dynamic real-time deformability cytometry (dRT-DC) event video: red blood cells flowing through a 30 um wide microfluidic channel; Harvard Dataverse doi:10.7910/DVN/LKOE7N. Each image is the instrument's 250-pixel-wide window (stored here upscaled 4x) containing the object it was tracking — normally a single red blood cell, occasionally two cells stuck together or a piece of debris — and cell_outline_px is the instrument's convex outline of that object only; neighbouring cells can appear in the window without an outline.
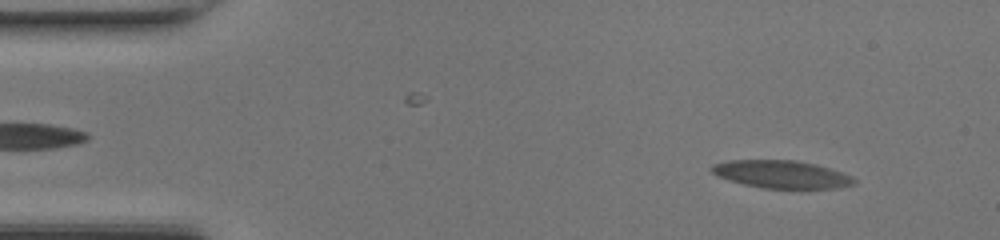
{"species": "common noctule bat (a hibernating species)", "species_latin": "Nyctalus noctula", "temperature_condition": "room temperature", "stored_images_in_passage": 48, "camera_frame_rate_fps": 3000, "um_per_image_px": 0.085, "animal": {"sex": "female", "body_mass_g": 17.0, "forearm_length_mm": 48.0}, "frame": {"image": 1, "passage_image": 4, "time_ms": 1.0, "image_size_px": [1000, 240], "cell_outline_px": [[856, 180], [852, 184], [836, 188], [764, 188], [744, 184], [720, 176], [712, 172], [708, 168], [712, 164], [728, 160], [796, 160], [816, 164], [852, 176]], "centroid_in_image_um": [66.4, 14.8], "position_along_channel_um": 18.6, "area_um2": 22.72}}
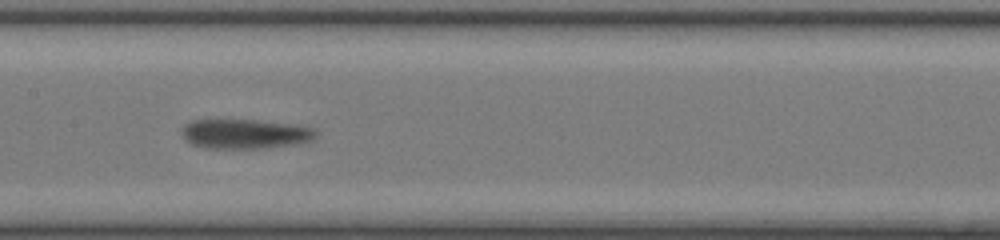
{"frame": {"image": 2, "passage_image": 23, "time_ms": 7.333, "image_size_px": [1000, 240], "cell_outline_px": [[316, 136], [312, 140], [292, 144], [268, 148], [208, 148], [192, 144], [180, 132], [180, 128], [184, 124], [192, 120], [256, 120], [312, 128], [316, 132]], "centroid_in_image_um": [20.76, 11.38], "position_along_channel_um": 186.6, "area_um2": 22.72}}
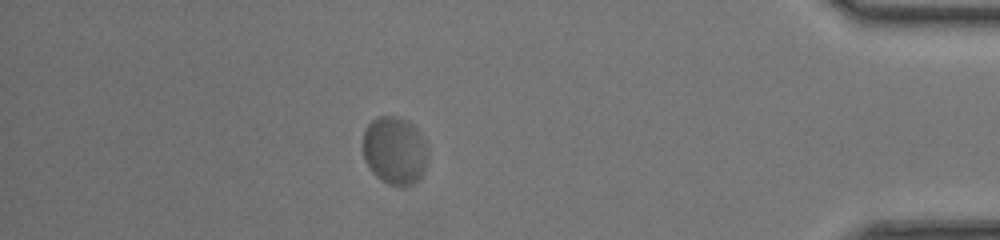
{"frame": {"image": 3, "passage_image": 42, "time_ms": 13.667, "image_size_px": [1000, 240], "cell_outline_px": [[428, 160], [424, 172], [412, 184], [388, 184], [380, 180], [372, 172], [364, 160], [364, 128], [376, 116], [396, 116], [412, 124], [420, 136], [424, 144], [428, 156]], "centroid_in_image_um": [33.52, 12.79], "position_along_channel_um": 401.7, "area_um2": 25.32}, "authors_computed_cell_mechanics": {"area_um2": 23.4957, "velocity_mm_per_s": 4.1565, "shape_relaxation_time_tau1_ms": 4.7396, "shape_relaxation_time_tau2_ms": null, "deformation_change_tau1": 0.1613, "deformation_change_tau2": null}}